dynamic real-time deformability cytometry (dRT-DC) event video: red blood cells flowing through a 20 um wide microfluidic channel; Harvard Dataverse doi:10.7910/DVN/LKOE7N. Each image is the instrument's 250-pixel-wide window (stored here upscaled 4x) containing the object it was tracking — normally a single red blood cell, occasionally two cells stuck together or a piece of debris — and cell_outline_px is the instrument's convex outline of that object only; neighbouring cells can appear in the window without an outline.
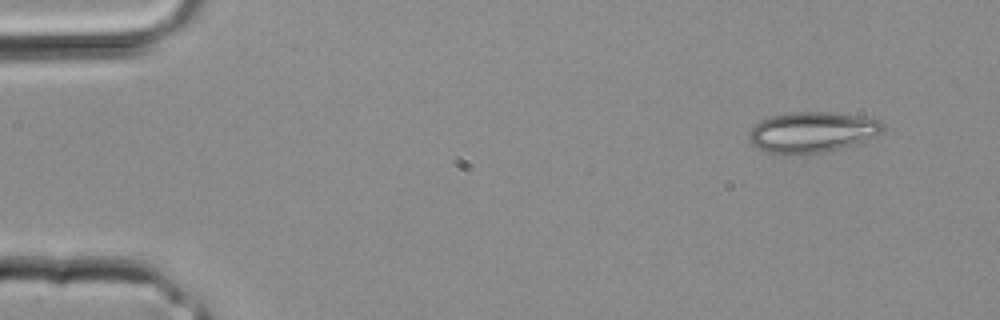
{"species": "common noctule bat (a hibernating species)", "species_latin": "Nyctalus noctula", "temperature_condition": "room temperature", "stored_images_in_passage": 3, "camera_frame_rate_fps": 3000, "um_per_image_px": 0.085, "animal": {"sex": "male", "body_mass_g": 20.4}, "frame": {"image": 1, "passage_image": 1, "time_ms": 0.0, "image_size_px": [1000, 320], "cell_outline_px": [[884, 128], [876, 136], [840, 148], [824, 152], [788, 156], [768, 152], [752, 144], [748, 140], [748, 132], [760, 120], [772, 116], [792, 112], [828, 112], [860, 116], [880, 120], [884, 124]], "centroid_in_image_um": [68.99, 11.24], "position_along_channel_um": 16.0, "area_um2": 31.73}}